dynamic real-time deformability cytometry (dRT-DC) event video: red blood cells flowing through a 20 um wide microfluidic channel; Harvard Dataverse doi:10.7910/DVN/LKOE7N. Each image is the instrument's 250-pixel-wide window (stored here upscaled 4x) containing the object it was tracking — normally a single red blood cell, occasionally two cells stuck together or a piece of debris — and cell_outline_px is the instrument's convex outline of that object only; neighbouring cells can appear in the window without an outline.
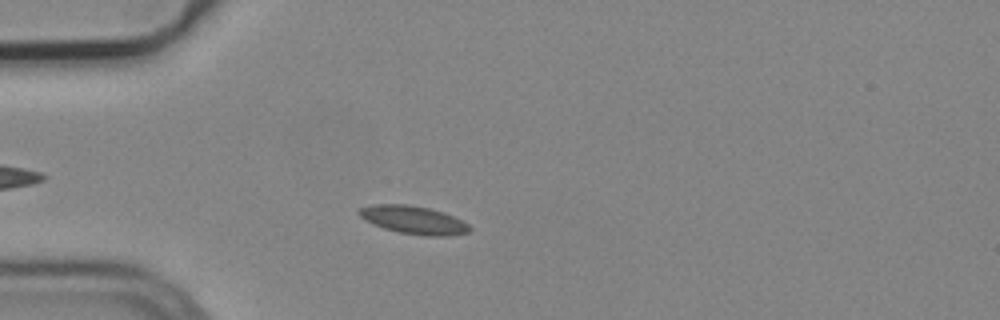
{"species": "common noctule bat (a hibernating species)", "species_latin": "Nyctalus noctula", "temperature_condition": "cold", "stored_images_in_passage": 2, "camera_frame_rate_fps": 3000, "um_per_image_px": 0.085, "animal": {"sex": "male", "body_mass_g": 19.2, "forearm_length_mm": 51.8}, "frame": {"image": 1, "passage_image": 2, "time_ms": 0.333, "image_size_px": [1000, 320], "cell_outline_px": [[472, 228], [468, 232], [448, 236], [428, 236], [400, 232], [384, 228], [372, 224], [364, 220], [356, 212], [360, 208], [372, 204], [408, 204], [428, 208], [444, 212], [468, 224]], "centroid_in_image_um": [35.12, 18.69], "position_along_channel_um": 49.9, "area_um2": 18.03}}